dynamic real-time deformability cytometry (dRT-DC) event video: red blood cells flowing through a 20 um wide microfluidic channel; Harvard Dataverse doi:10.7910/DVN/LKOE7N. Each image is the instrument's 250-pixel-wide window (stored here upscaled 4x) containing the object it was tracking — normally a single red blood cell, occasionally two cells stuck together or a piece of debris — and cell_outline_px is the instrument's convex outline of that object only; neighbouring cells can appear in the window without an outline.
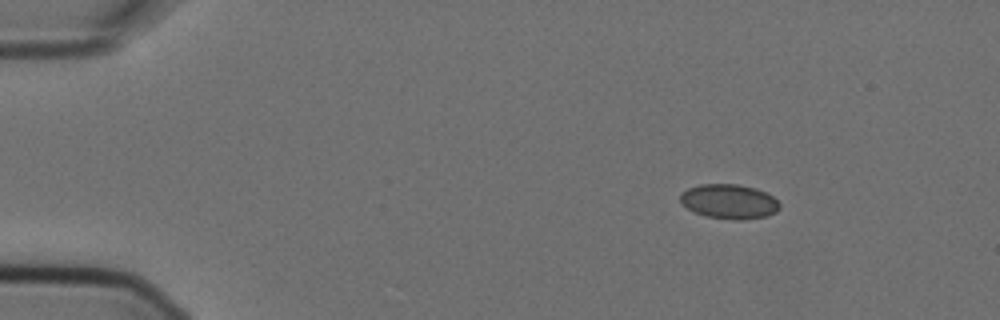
{"species": "Egyptian fruit bat (a non-hibernating species)", "species_latin": "Rousettus aegyptiacus", "temperature_condition": "cold", "stored_images_in_passage": 8, "camera_frame_rate_fps": 3000, "um_per_image_px": 0.085, "animal": {"sex": "female"}, "frame": {"image": 1, "passage_image": 1, "time_ms": 0.0, "image_size_px": [1000, 320], "cell_outline_px": [[780, 208], [776, 212], [768, 216], [744, 220], [736, 220], [704, 216], [688, 208], [680, 200], [680, 196], [688, 188], [700, 184], [736, 184], [756, 188], [772, 196], [780, 204]], "centroid_in_image_um": [62.01, 17.13], "position_along_channel_um": 23.0, "area_um2": 19.94}}
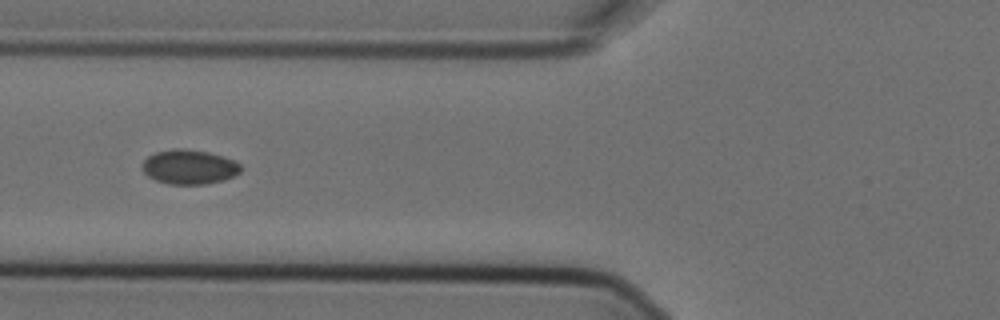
{"frame": {"image": 2, "passage_image": 5, "time_ms": 1.333, "image_size_px": [1000, 320], "cell_outline_px": [[240, 172], [224, 180], [204, 184], [168, 184], [156, 180], [148, 176], [144, 172], [144, 160], [148, 156], [156, 152], [172, 148], [184, 148], [208, 152], [232, 160], [240, 164]], "centroid_in_image_um": [16.07, 14.18], "position_along_channel_um": 109.7, "area_um2": 19.54}}
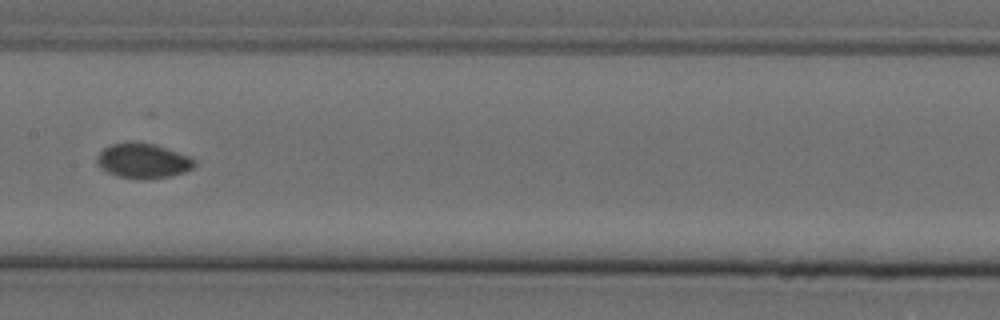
{"frame": {"image": 3, "passage_image": 7, "time_ms": 2.0, "image_size_px": [1000, 320], "cell_outline_px": [[196, 164], [192, 168], [184, 172], [172, 176], [144, 180], [116, 176], [108, 172], [96, 160], [96, 156], [104, 148], [112, 144], [128, 140], [136, 140], [156, 144], [188, 156], [196, 160]], "centroid_in_image_um": [12.17, 13.65], "position_along_channel_um": 195.2, "area_um2": 20.11}}